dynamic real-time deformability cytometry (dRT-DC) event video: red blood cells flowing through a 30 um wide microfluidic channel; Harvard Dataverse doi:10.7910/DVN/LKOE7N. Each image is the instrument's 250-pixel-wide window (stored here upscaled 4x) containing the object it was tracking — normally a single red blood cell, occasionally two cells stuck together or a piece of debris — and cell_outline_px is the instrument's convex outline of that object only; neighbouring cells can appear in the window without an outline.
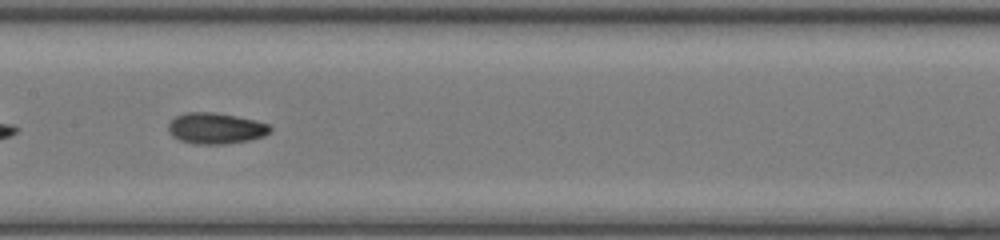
{"species": "common noctule bat (a hibernating species)", "species_latin": "Nyctalus noctula", "temperature_condition": "room temperature", "stored_images_in_passage": 39, "camera_frame_rate_fps": 3000, "um_per_image_px": 0.085, "animal": {"sex": "female", "body_mass_g": 17.0, "forearm_length_mm": 48.0}, "frame": {"image": 1, "passage_image": 17, "time_ms": 5.333, "image_size_px": [1000, 240], "cell_outline_px": [[272, 132], [264, 136], [248, 140], [224, 144], [196, 144], [180, 140], [172, 136], [168, 132], [168, 124], [176, 116], [184, 112], [216, 112], [256, 120], [268, 124], [272, 128]], "centroid_in_image_um": [18.34, 10.9], "position_along_channel_um": 189.1, "area_um2": 18.55}}
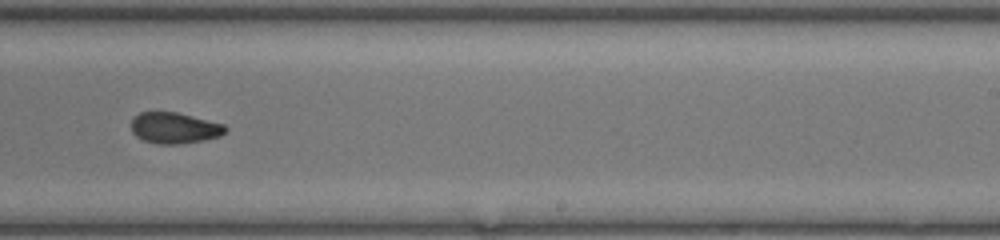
{"frame": {"image": 2, "passage_image": 23, "time_ms": 7.333, "image_size_px": [1000, 240], "cell_outline_px": [[228, 128], [220, 136], [204, 140], [180, 144], [156, 144], [144, 140], [136, 136], [132, 132], [132, 116], [140, 112], [176, 112], [224, 124]], "centroid_in_image_um": [14.81, 10.88], "position_along_channel_um": 274.2, "area_um2": 17.05}, "authors_computed_cell_mechanics": {"area_um2": 17.8602, "velocity_mm_per_s": 4.2794, "shape_relaxation_time_tau1_ms": null, "shape_relaxation_time_tau2_ms": 2.1946, "deformation_change_tau1": null, "deformation_change_tau2": 0.0629}}